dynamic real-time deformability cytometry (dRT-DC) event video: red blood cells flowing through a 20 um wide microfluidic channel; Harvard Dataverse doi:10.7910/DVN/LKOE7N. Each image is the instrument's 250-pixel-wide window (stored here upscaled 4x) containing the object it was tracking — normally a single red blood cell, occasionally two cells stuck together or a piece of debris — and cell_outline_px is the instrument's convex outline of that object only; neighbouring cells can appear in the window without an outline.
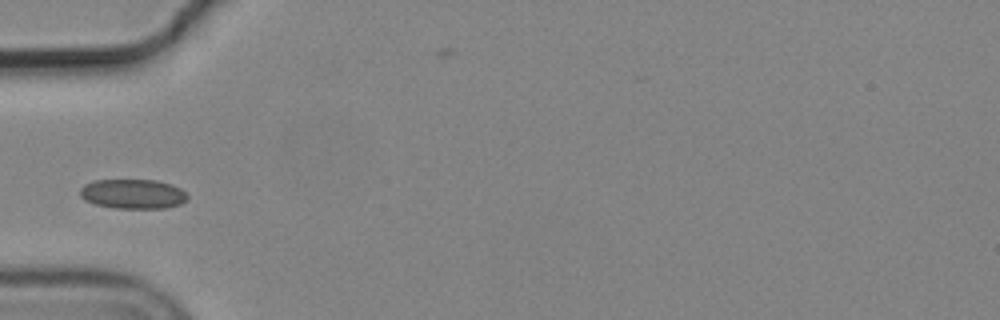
{"species": "common noctule bat (a hibernating species)", "species_latin": "Nyctalus noctula", "temperature_condition": "cold", "stored_images_in_passage": 1, "camera_frame_rate_fps": 3000, "um_per_image_px": 0.085, "animal": {"sex": "male", "body_mass_g": 19.2, "forearm_length_mm": 51.8}, "frame": {"image": 1, "passage_image": 1, "time_ms": 0.0, "image_size_px": [1000, 320], "cell_outline_px": [[188, 200], [180, 204], [164, 208], [116, 208], [96, 204], [84, 200], [80, 196], [80, 188], [84, 184], [96, 180], [156, 180], [172, 184], [180, 188], [188, 196]], "centroid_in_image_um": [11.3, 16.48], "position_along_channel_um": 73.7, "area_um2": 18.55}}